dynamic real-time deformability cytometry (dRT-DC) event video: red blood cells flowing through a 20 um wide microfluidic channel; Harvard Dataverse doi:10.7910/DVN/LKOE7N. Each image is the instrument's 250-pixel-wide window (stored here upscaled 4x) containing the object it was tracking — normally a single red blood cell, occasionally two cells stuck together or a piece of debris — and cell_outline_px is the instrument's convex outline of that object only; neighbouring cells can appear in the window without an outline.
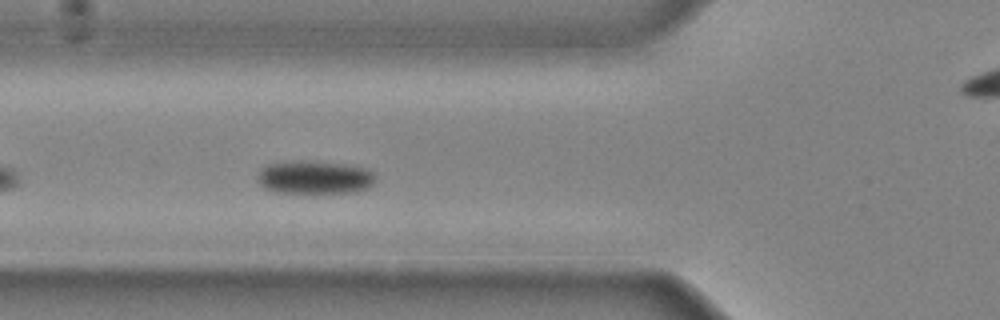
{"species": "common noctule bat (a hibernating species)", "species_latin": "Nyctalus noctula", "temperature_condition": "cold", "stored_images_in_passage": 23, "camera_frame_rate_fps": 3000, "um_per_image_px": 0.085, "animal": {"sex": "male", "body_mass_g": 20.4}, "frame": {"image": 1, "passage_image": 6, "time_ms": 1.667, "image_size_px": [1000, 320], "cell_outline_px": [[376, 180], [368, 188], [356, 192], [312, 196], [272, 192], [264, 188], [256, 180], [256, 176], [260, 168], [268, 164], [284, 160], [308, 160], [348, 164], [368, 168], [376, 176]], "centroid_in_image_um": [26.71, 15.11], "position_along_channel_um": 99.1, "area_um2": 24.68}}
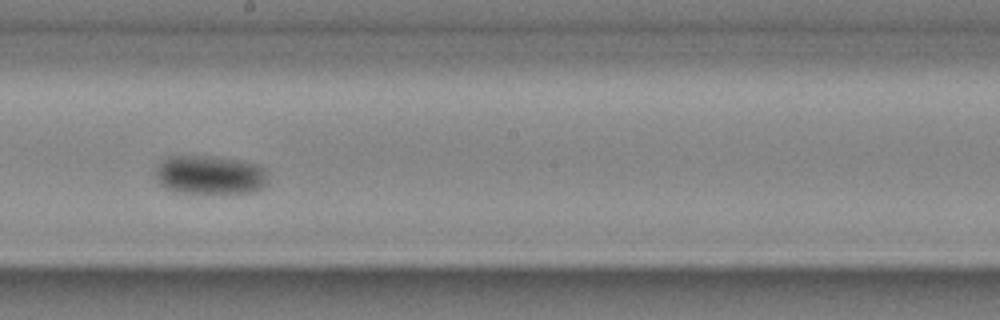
{"frame": {"image": 2, "passage_image": 15, "time_ms": 4.667, "image_size_px": [1000, 320], "cell_outline_px": [[268, 184], [264, 188], [252, 192], [176, 192], [164, 188], [156, 180], [152, 172], [156, 164], [168, 156], [212, 156], [240, 160], [260, 164], [264, 168]], "centroid_in_image_um": [17.8, 14.85], "position_along_channel_um": 230.4, "area_um2": 25.89}}
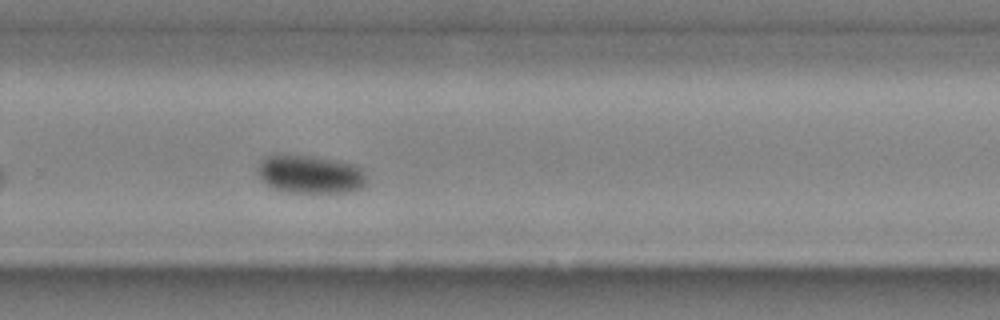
{"frame": {"image": 3, "passage_image": 20, "time_ms": 6.333, "image_size_px": [1000, 320], "cell_outline_px": [[364, 188], [352, 192], [288, 192], [272, 188], [260, 180], [256, 168], [260, 160], [268, 156], [280, 152], [312, 156], [340, 160], [356, 164], [364, 168]], "centroid_in_image_um": [26.34, 14.78], "position_along_channel_um": 303.5, "area_um2": 25.09}}